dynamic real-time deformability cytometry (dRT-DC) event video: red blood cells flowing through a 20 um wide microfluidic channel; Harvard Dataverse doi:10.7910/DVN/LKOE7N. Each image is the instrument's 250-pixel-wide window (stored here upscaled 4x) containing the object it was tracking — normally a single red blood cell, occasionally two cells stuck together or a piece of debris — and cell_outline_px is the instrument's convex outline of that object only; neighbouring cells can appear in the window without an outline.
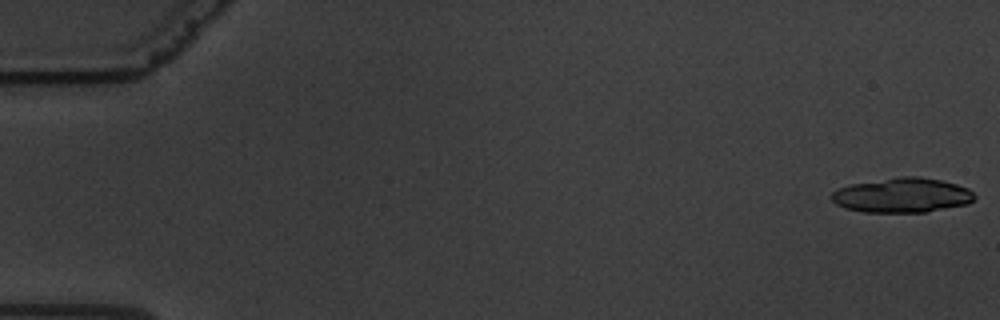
{"species": "common noctule bat (a hibernating species)", "species_latin": "Nyctalus noctula", "temperature_condition": "warm", "stored_images_in_passage": 22, "camera_frame_rate_fps": 3000, "um_per_image_px": 0.085, "animal": {"sex": "male", "body_mass_g": 19.5, "forearm_length_mm": 54.6}, "frame": {"image": 1, "passage_image": 1, "time_ms": 0.0, "image_size_px": [1000, 320], "cell_outline_px": [[976, 196], [968, 204], [928, 212], [864, 212], [844, 208], [836, 204], [828, 196], [832, 192], [840, 188], [852, 184], [900, 176], [920, 176], [940, 180], [956, 184], [968, 188]], "centroid_in_image_um": [76.68, 16.6], "position_along_channel_um": 8.3, "area_um2": 28.96}}
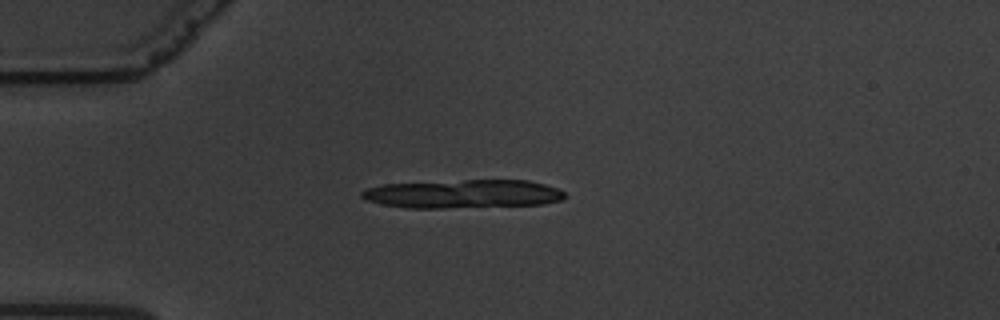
{"frame": {"image": 2, "passage_image": 16, "time_ms": 5.0, "image_size_px": [1000, 320], "cell_outline_px": [[568, 196], [564, 200], [544, 204], [444, 208], [408, 208], [384, 204], [368, 200], [360, 196], [360, 192], [368, 188], [384, 184], [464, 180], [528, 180], [544, 184], [556, 188], [564, 192]], "centroid_in_image_um": [39.42, 16.48], "position_along_channel_um": 45.6, "area_um2": 33.7}}